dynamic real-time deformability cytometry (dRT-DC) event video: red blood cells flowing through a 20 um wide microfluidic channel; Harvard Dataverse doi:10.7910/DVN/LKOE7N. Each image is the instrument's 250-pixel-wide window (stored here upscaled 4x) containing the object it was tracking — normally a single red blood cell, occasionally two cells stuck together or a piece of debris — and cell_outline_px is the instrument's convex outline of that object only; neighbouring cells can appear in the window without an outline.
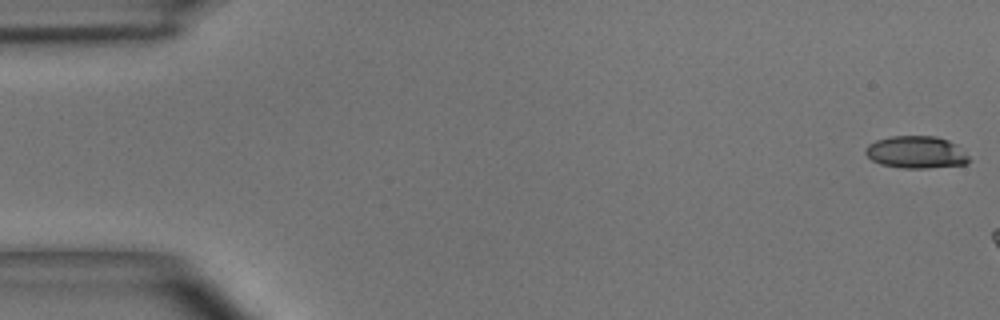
{"species": "common noctule bat (a hibernating species)", "species_latin": "Nyctalus noctula", "temperature_condition": "room temperature", "stored_images_in_passage": 6, "camera_frame_rate_fps": 3000, "um_per_image_px": 0.085, "animal": {"sex": "male", "body_mass_g": 15.6}, "frame": {"image": 1, "passage_image": 1, "time_ms": 0.0, "image_size_px": [1000, 320], "cell_outline_px": [[972, 160], [968, 164], [928, 168], [904, 168], [880, 164], [872, 160], [864, 152], [864, 148], [868, 144], [876, 140], [892, 136], [936, 136], [948, 140], [956, 144]], "centroid_in_image_um": [77.88, 12.94], "position_along_channel_um": 7.1, "area_um2": 19.59}}